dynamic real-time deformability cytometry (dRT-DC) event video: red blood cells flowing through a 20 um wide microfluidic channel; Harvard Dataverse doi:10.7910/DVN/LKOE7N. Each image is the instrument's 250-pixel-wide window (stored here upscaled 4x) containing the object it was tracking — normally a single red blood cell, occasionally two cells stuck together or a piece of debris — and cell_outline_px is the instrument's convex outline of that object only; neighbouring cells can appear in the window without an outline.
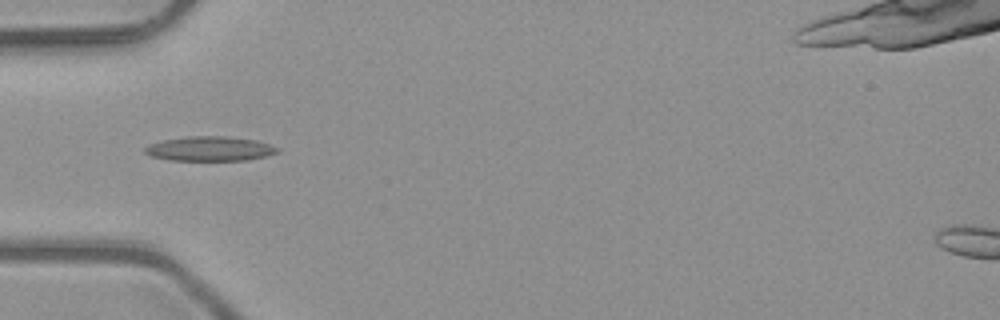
{"species": "common noctule bat (a hibernating species)", "species_latin": "Nyctalus noctula", "temperature_condition": "room temperature", "stored_images_in_passage": 5, "camera_frame_rate_fps": 3000, "um_per_image_px": 0.085, "animal": {"sex": "male", "body_mass_g": 23.1, "forearm_length_mm": 52.7}, "frame": {"image": 1, "passage_image": 4, "time_ms": 1.0, "image_size_px": [1000, 320], "cell_outline_px": [[280, 152], [248, 160], [168, 160], [148, 156], [144, 152], [144, 148], [148, 144], [164, 140], [188, 136], [228, 136], [256, 140], [280, 148]], "centroid_in_image_um": [17.81, 12.64], "position_along_channel_um": 67.2, "area_um2": 19.07}}
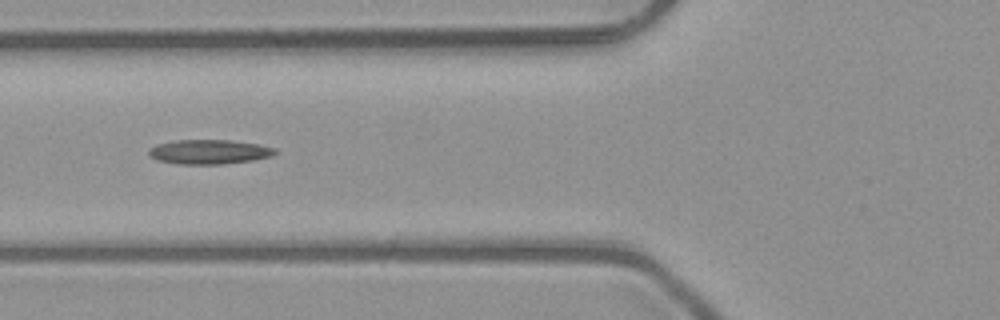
{"frame": {"image": 2, "passage_image": 5, "time_ms": 1.333, "image_size_px": [1000, 320], "cell_outline_px": [[280, 152], [272, 156], [252, 160], [224, 164], [176, 164], [156, 160], [148, 156], [148, 148], [156, 144], [176, 140], [232, 140], [260, 144], [276, 148]], "centroid_in_image_um": [17.78, 12.9], "position_along_channel_um": 108.0, "area_um2": 18.38}}